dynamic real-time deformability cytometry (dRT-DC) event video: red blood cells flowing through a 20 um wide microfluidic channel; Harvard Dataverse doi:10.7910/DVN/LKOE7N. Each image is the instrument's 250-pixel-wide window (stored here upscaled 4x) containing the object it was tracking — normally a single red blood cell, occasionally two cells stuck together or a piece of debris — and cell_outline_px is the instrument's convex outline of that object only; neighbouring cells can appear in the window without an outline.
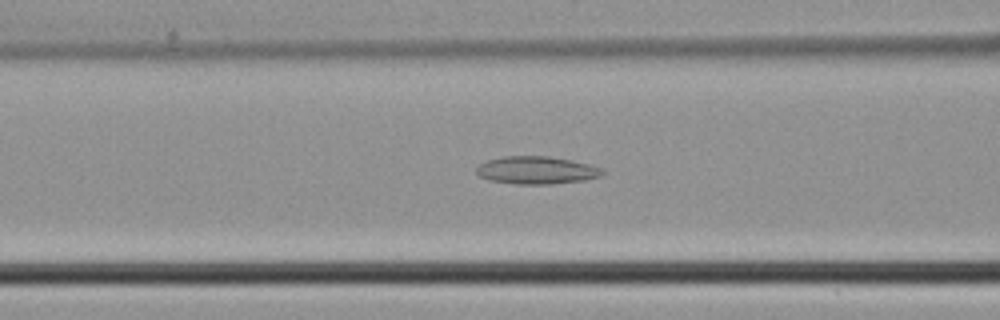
{"species": "common noctule bat (a hibernating species)", "species_latin": "Nyctalus noctula", "temperature_condition": "cold", "stored_images_in_passage": 34, "camera_frame_rate_fps": 3000, "um_per_image_px": 0.085, "animal": {"sex": "male", "body_mass_g": 21.5, "forearm_length_mm": 52.0}, "frame": {"image": 1, "passage_image": 7, "time_ms": 2.0, "image_size_px": [1000, 320], "cell_outline_px": [[604, 172], [600, 176], [584, 180], [552, 184], [516, 184], [488, 180], [480, 176], [476, 172], [476, 168], [480, 164], [488, 160], [504, 156], [548, 156], [572, 160], [588, 164], [600, 168]], "centroid_in_image_um": [45.58, 14.47], "position_along_channel_um": 121.0, "area_um2": 20.23}}
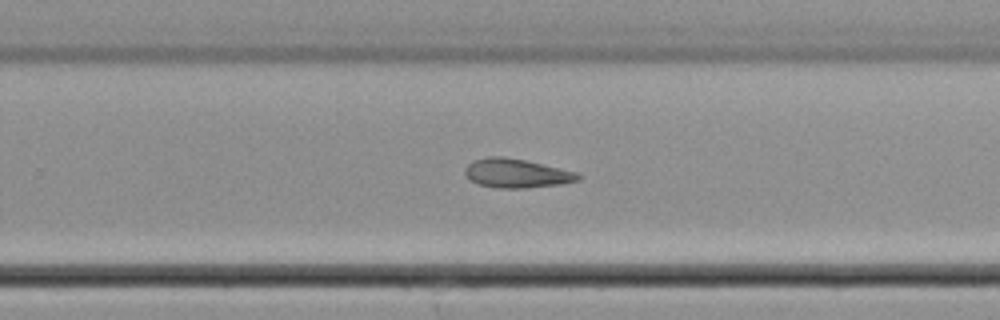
{"frame": {"image": 2, "passage_image": 18, "time_ms": 5.667, "image_size_px": [1000, 320], "cell_outline_px": [[584, 176], [580, 180], [560, 184], [524, 188], [500, 188], [480, 184], [472, 180], [464, 172], [464, 168], [472, 160], [488, 156], [500, 156], [524, 160], [576, 172]], "centroid_in_image_um": [43.91, 14.72], "position_along_channel_um": 285.9, "area_um2": 18.9}}
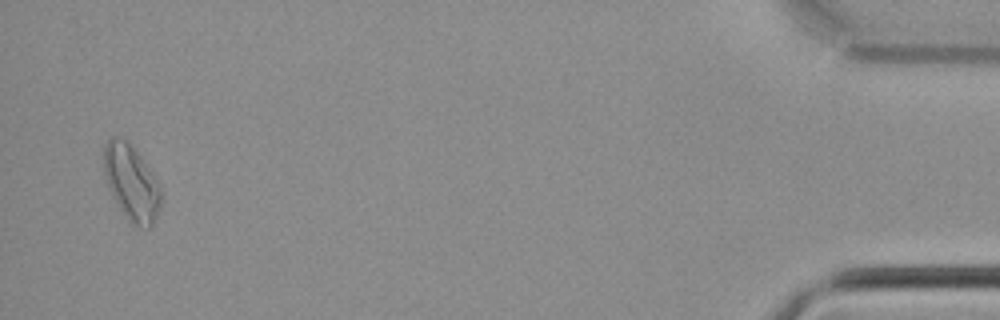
{"frame": {"image": 3, "passage_image": 33, "time_ms": 10.667, "image_size_px": [1000, 320], "cell_outline_px": [[160, 208], [152, 228], [140, 228], [132, 224], [128, 220], [112, 196], [104, 172], [104, 144], [112, 136], [120, 136], [132, 144], [160, 184]], "centroid_in_image_um": [11.18, 15.53], "position_along_channel_um": 424.0, "area_um2": 25.26}}